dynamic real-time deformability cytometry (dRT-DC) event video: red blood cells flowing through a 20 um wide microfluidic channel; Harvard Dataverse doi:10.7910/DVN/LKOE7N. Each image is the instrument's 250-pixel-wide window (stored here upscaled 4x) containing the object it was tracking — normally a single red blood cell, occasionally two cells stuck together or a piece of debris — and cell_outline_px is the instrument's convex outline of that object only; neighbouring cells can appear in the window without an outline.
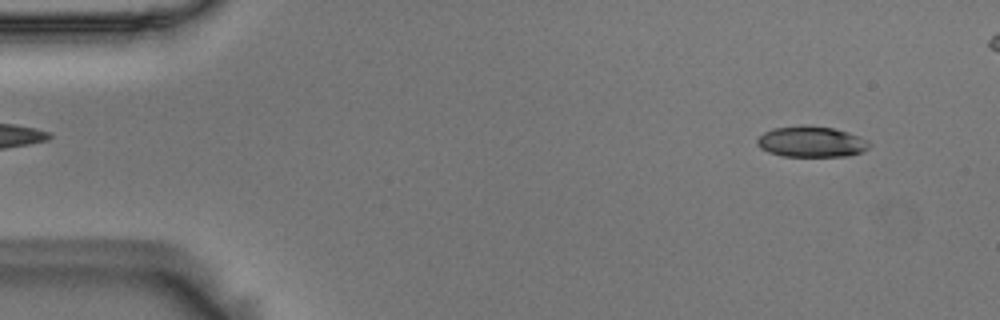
{"species": "Egyptian fruit bat (a non-hibernating species)", "species_latin": "Rousettus aegyptiacus", "temperature_condition": "room temperature", "stored_images_in_passage": 16, "camera_frame_rate_fps": 3000, "um_per_image_px": 0.085, "animal": {"sex": "male"}, "frame": {"image": 1, "passage_image": 4, "time_ms": 1.0, "image_size_px": [1000, 320], "cell_outline_px": [[872, 144], [864, 152], [848, 156], [780, 156], [768, 152], [760, 148], [756, 144], [756, 140], [764, 132], [772, 128], [800, 124], [808, 124], [832, 128], [848, 132]], "centroid_in_image_um": [68.92, 12.04], "position_along_channel_um": 16.1, "area_um2": 20.4}}
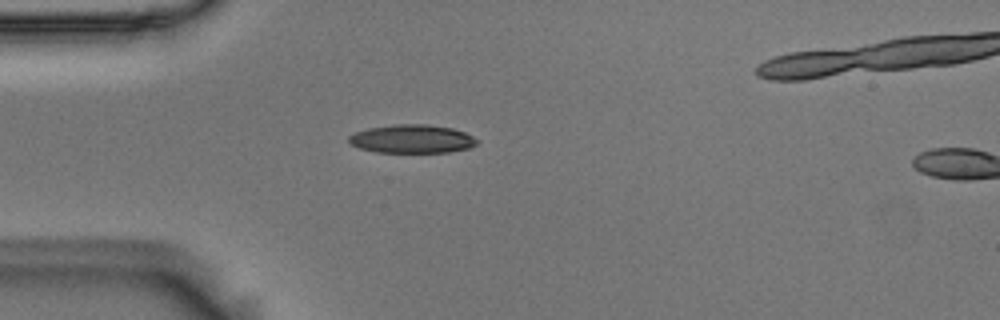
{"frame": {"image": 2, "passage_image": 14, "time_ms": 4.333, "image_size_px": [1000, 320], "cell_outline_px": [[476, 144], [468, 148], [448, 152], [376, 152], [360, 148], [348, 144], [348, 136], [356, 132], [368, 128], [392, 124], [424, 124], [452, 128], [464, 132], [472, 136], [476, 140]], "centroid_in_image_um": [34.96, 11.8], "position_along_channel_um": 50.0, "area_um2": 21.15}}